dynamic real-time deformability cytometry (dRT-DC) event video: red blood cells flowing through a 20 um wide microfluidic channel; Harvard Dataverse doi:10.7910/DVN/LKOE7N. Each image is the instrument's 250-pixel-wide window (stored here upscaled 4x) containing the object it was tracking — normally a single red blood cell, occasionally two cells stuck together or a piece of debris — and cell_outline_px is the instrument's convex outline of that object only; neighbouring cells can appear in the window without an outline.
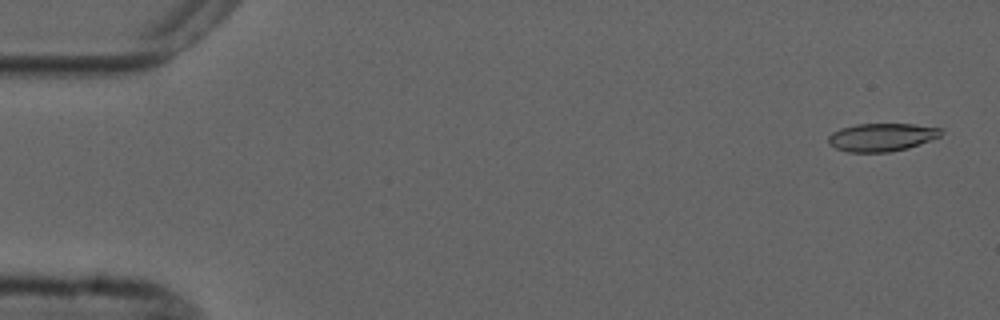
{"species": "common noctule bat (a hibernating species)", "species_latin": "Nyctalus noctula", "temperature_condition": "cold", "stored_images_in_passage": 6, "camera_frame_rate_fps": 3000, "um_per_image_px": 0.085, "animal": {"sex": "male", "forearm_length_mm": 52.5}, "frame": {"image": 1, "passage_image": 1, "time_ms": 0.0, "image_size_px": [1000, 320], "cell_outline_px": [[944, 132], [940, 136], [908, 148], [888, 152], [848, 152], [836, 148], [828, 144], [828, 136], [832, 132], [840, 128], [856, 124], [912, 124], [940, 128]], "centroid_in_image_um": [74.91, 11.66], "position_along_channel_um": 10.1, "area_um2": 18.38}}
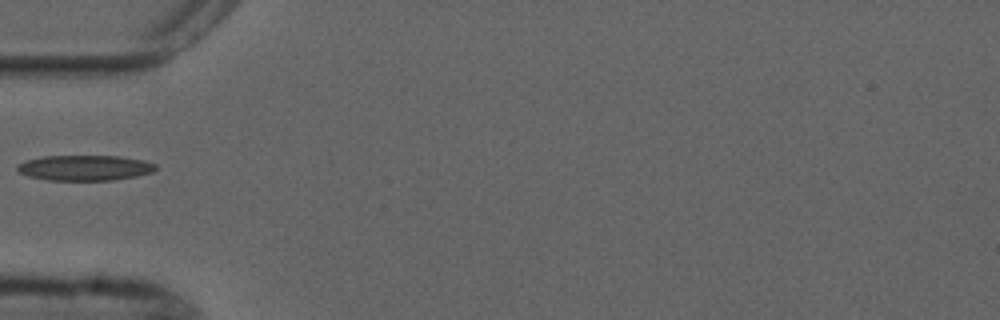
{"frame": {"image": 2, "passage_image": 5, "time_ms": 5.333, "image_size_px": [1000, 320], "cell_outline_px": [[156, 168], [152, 172], [136, 176], [112, 180], [48, 180], [28, 176], [20, 172], [16, 168], [16, 164], [28, 160], [44, 156], [120, 156], [144, 160], [156, 164]], "centroid_in_image_um": [7.21, 14.26], "position_along_channel_um": 77.8, "area_um2": 20.4}}
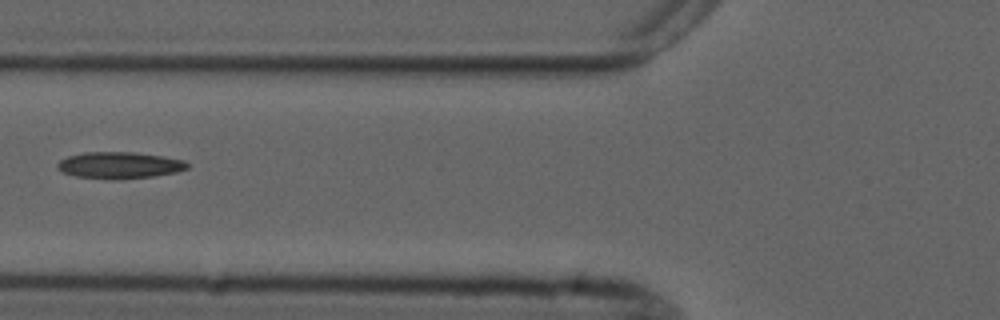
{"frame": {"image": 3, "passage_image": 6, "time_ms": 6.333, "image_size_px": [1000, 320], "cell_outline_px": [[188, 168], [176, 172], [152, 176], [116, 180], [112, 180], [76, 176], [60, 172], [56, 168], [56, 164], [60, 160], [68, 156], [84, 152], [132, 152], [160, 156], [184, 160], [188, 164]], "centroid_in_image_um": [10.09, 14.05], "position_along_channel_um": 115.7, "area_um2": 20.17}}